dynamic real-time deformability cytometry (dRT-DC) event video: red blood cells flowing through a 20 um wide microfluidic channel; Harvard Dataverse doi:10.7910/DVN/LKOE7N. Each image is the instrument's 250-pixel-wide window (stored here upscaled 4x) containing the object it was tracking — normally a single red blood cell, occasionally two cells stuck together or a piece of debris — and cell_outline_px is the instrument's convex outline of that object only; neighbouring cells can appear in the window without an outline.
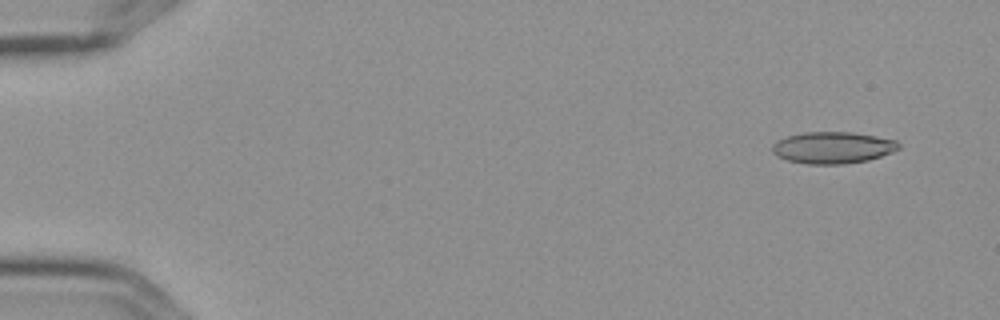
{"species": "Egyptian fruit bat (a non-hibernating species)", "species_latin": "Rousettus aegyptiacus", "temperature_condition": "cold", "stored_images_in_passage": 7, "camera_frame_rate_fps": 3000, "um_per_image_px": 0.085, "frame": {"image": 1, "passage_image": 1, "time_ms": 0.0, "image_size_px": [1000, 320], "cell_outline_px": [[900, 148], [892, 152], [868, 160], [844, 164], [808, 164], [788, 160], [776, 156], [772, 152], [772, 144], [776, 140], [784, 136], [804, 132], [852, 132], [876, 136], [896, 140], [900, 144]], "centroid_in_image_um": [70.75, 12.54], "position_along_channel_um": 14.2, "area_um2": 23.52}}
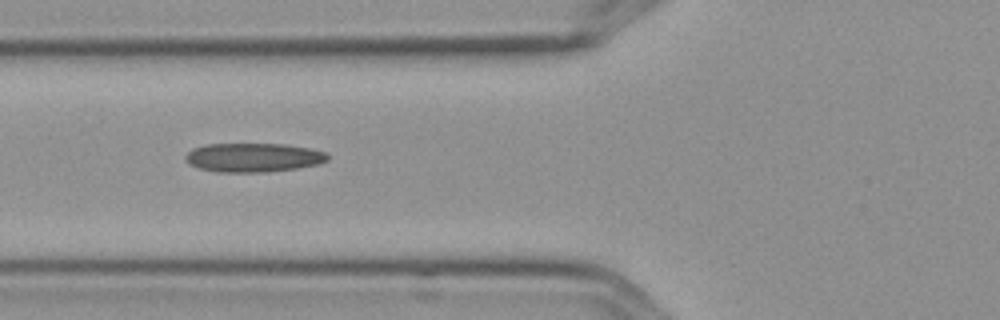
{"frame": {"image": 2, "passage_image": 6, "time_ms": 1.667, "image_size_px": [1000, 320], "cell_outline_px": [[328, 160], [320, 164], [296, 168], [268, 172], [216, 172], [200, 168], [188, 164], [184, 160], [184, 156], [192, 148], [204, 144], [284, 144], [312, 148], [328, 152]], "centroid_in_image_um": [21.53, 13.38], "position_along_channel_um": 104.3, "area_um2": 24.33}}
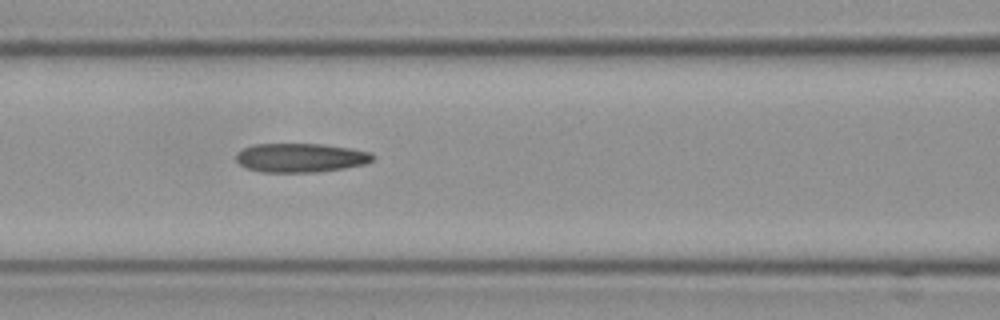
{"frame": {"image": 3, "passage_image": 7, "time_ms": 2.0, "image_size_px": [1000, 320], "cell_outline_px": [[376, 156], [372, 160], [364, 164], [344, 168], [316, 172], [260, 172], [248, 168], [240, 164], [236, 160], [236, 152], [244, 148], [256, 144], [320, 144], [352, 148], [372, 152]], "centroid_in_image_um": [25.57, 13.4], "position_along_channel_um": 141.0, "area_um2": 23.12}}